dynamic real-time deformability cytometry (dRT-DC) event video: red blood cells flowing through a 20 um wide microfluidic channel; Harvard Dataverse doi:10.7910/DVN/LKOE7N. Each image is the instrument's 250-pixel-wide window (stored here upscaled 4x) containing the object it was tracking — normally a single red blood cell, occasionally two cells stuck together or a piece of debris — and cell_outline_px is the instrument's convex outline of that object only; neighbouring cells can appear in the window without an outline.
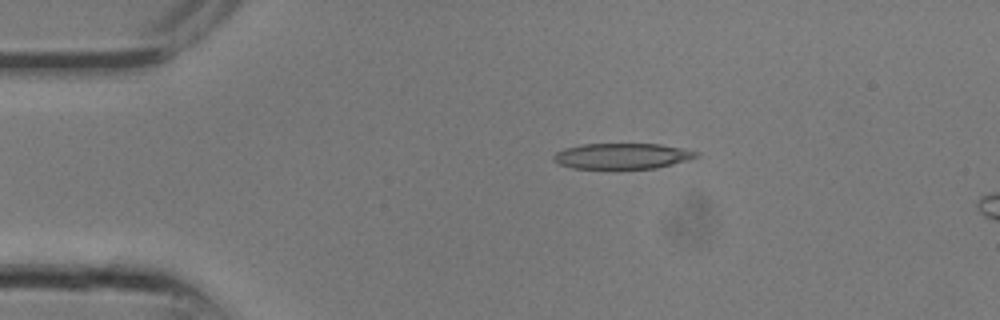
{"species": "common noctule bat (a hibernating species)", "species_latin": "Nyctalus noctula", "temperature_condition": "room temperature", "stored_images_in_passage": 4, "camera_frame_rate_fps": 3000, "um_per_image_px": 0.085, "animal": {"sex": "male", "body_mass_g": 13.3}, "frame": {"image": 1, "passage_image": 1, "time_ms": 0.0, "image_size_px": [1000, 320], "cell_outline_px": [[700, 156], [688, 160], [656, 168], [616, 172], [572, 168], [560, 164], [552, 160], [552, 156], [556, 152], [564, 148], [580, 144], [660, 144], [684, 148], [700, 152]], "centroid_in_image_um": [52.86, 13.31], "position_along_channel_um": 32.1, "area_um2": 22.66}}